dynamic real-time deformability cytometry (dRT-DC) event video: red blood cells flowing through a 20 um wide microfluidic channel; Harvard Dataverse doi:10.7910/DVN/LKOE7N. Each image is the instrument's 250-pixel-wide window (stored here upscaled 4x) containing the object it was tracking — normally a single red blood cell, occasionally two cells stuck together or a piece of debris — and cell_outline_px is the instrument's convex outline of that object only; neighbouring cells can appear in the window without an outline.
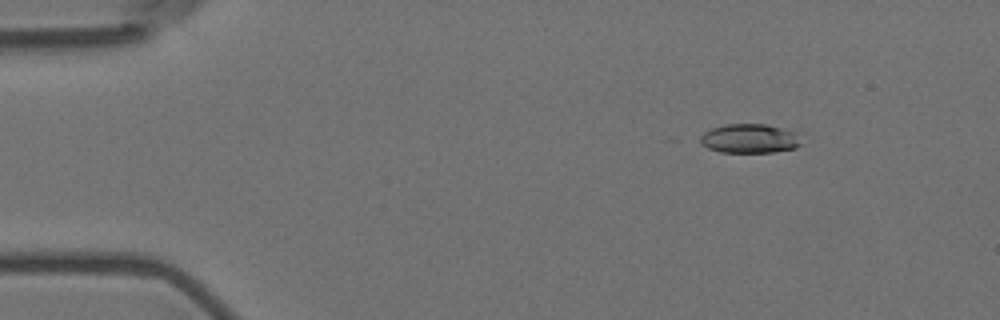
{"species": "Egyptian fruit bat (a non-hibernating species)", "species_latin": "Rousettus aegyptiacus", "temperature_condition": "room temperature", "stored_images_in_passage": 6, "camera_frame_rate_fps": 3000, "um_per_image_px": 0.085, "animal": {"sex": "female"}, "frame": {"image": 1, "passage_image": 3, "time_ms": 0.667, "image_size_px": [1000, 320], "cell_outline_px": [[800, 144], [796, 148], [772, 152], [720, 152], [708, 148], [692, 140], [704, 132], [712, 128], [724, 124], [764, 124], [796, 132]], "centroid_in_image_um": [63.59, 11.78], "position_along_channel_um": 21.4, "area_um2": 17.34}}
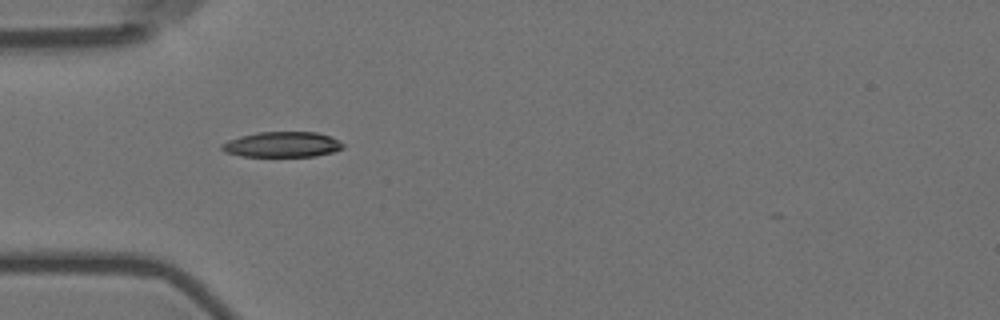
{"frame": {"image": 2, "passage_image": 6, "time_ms": 1.667, "image_size_px": [1000, 320], "cell_outline_px": [[344, 148], [332, 152], [316, 156], [240, 156], [224, 152], [220, 148], [220, 144], [228, 140], [240, 136], [260, 132], [316, 132], [332, 136], [344, 144]], "centroid_in_image_um": [23.98, 12.28], "position_along_channel_um": 61.0, "area_um2": 18.03}}